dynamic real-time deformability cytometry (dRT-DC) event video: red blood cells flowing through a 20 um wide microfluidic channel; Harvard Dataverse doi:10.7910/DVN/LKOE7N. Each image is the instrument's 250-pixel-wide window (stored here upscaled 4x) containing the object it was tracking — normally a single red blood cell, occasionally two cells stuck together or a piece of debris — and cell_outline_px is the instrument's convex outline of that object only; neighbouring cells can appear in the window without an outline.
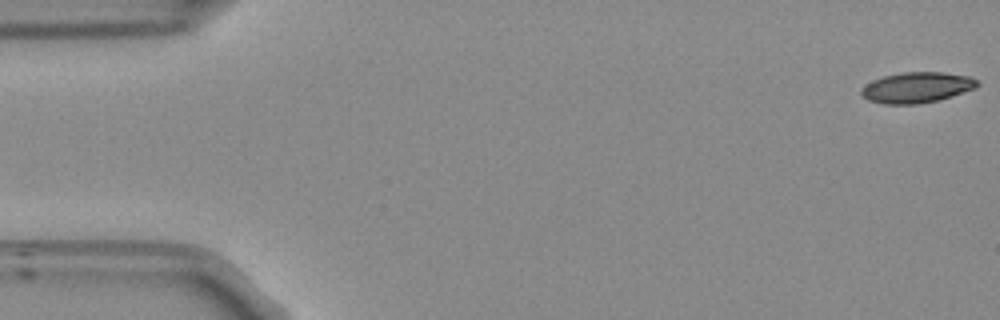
{"species": "Egyptian fruit bat (a non-hibernating species)", "species_latin": "Rousettus aegyptiacus", "temperature_condition": "room temperature", "stored_images_in_passage": 10, "camera_frame_rate_fps": 3000, "um_per_image_px": 0.085, "frame": {"image": 1, "passage_image": 1, "time_ms": 0.0, "image_size_px": [1000, 320], "cell_outline_px": [[980, 84], [976, 88], [936, 100], [916, 104], [884, 104], [868, 100], [860, 92], [860, 88], [872, 80], [884, 76], [904, 72], [940, 72], [968, 76], [976, 80]], "centroid_in_image_um": [77.89, 7.43], "position_along_channel_um": 7.1, "area_um2": 20.46}}